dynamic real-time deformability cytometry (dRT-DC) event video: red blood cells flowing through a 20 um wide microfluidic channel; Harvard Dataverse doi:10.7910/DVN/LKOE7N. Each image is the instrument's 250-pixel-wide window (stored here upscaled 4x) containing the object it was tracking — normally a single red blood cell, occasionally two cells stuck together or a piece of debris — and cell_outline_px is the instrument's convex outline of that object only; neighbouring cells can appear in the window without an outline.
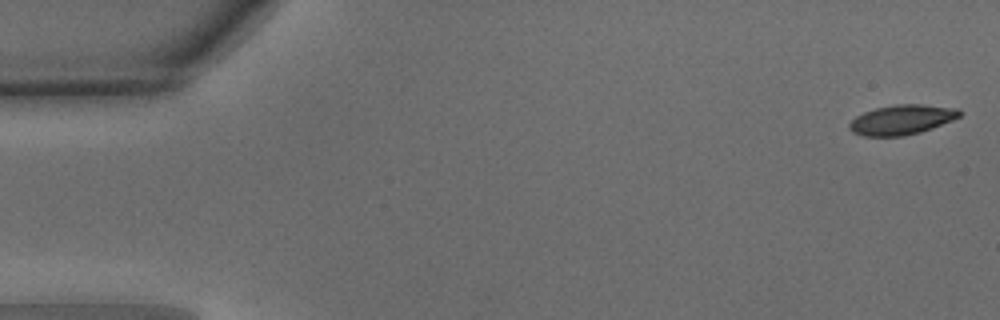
{"species": "common noctule bat (a hibernating species)", "species_latin": "Nyctalus noctula", "temperature_condition": "warm", "stored_images_in_passage": 50, "camera_frame_rate_fps": 3000, "um_per_image_px": 0.085, "animal": {"sex": "male", "body_mass_g": 15.6}, "frame": {"image": 1, "passage_image": 1, "time_ms": 0.0, "image_size_px": [1000, 320], "cell_outline_px": [[964, 112], [960, 116], [952, 120], [932, 128], [920, 132], [904, 136], [864, 136], [852, 132], [848, 128], [848, 124], [856, 116], [864, 112], [876, 108], [896, 104], [920, 104], [960, 108]], "centroid_in_image_um": [76.67, 10.17], "position_along_channel_um": 8.3, "area_um2": 19.25}}
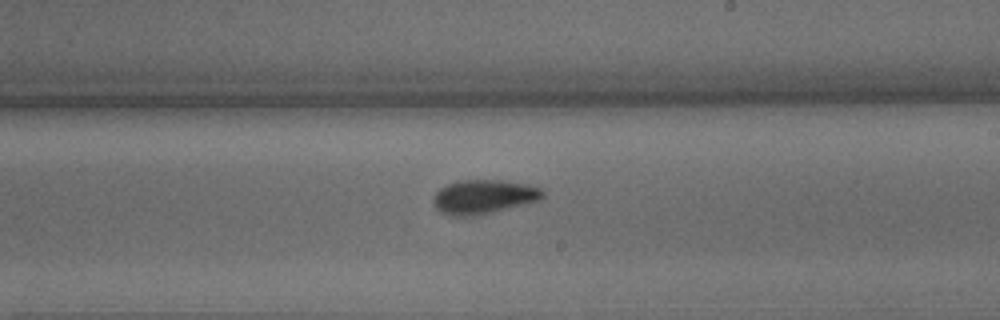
{"frame": {"image": 2, "passage_image": 29, "time_ms": 9.333, "image_size_px": [1000, 320], "cell_outline_px": [[544, 196], [540, 200], [492, 212], [472, 216], [456, 216], [440, 212], [436, 208], [432, 200], [432, 196], [440, 188], [448, 184], [460, 180], [504, 180], [528, 184], [540, 188], [544, 192]], "centroid_in_image_um": [41.1, 16.71], "position_along_channel_um": 247.9, "area_um2": 21.73}}
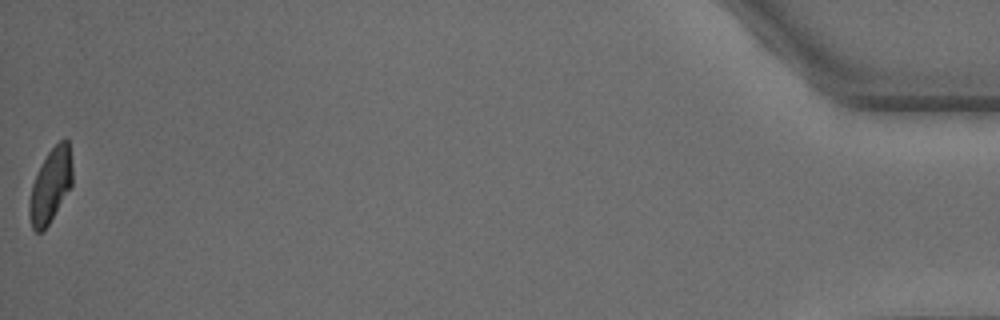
{"frame": {"image": 3, "passage_image": 50, "time_ms": 16.333, "image_size_px": [1000, 320], "cell_outline_px": [[72, 184], [44, 232], [36, 232], [32, 228], [28, 212], [28, 200], [32, 184], [48, 152], [64, 136], [68, 140], [72, 164]], "centroid_in_image_um": [4.28, 15.79], "position_along_channel_um": 430.9, "area_um2": 18.5}, "authors_computed_cell_mechanics": {"area_um2": 20.3167, "velocity_mm_per_s": 4.0148, "shape_relaxation_time_tau1_ms": 3.8674, "shape_relaxation_time_tau2_ms": 2.4028, "deformation_change_tau1": 0.1471, "deformation_change_tau2": 0.0819}}